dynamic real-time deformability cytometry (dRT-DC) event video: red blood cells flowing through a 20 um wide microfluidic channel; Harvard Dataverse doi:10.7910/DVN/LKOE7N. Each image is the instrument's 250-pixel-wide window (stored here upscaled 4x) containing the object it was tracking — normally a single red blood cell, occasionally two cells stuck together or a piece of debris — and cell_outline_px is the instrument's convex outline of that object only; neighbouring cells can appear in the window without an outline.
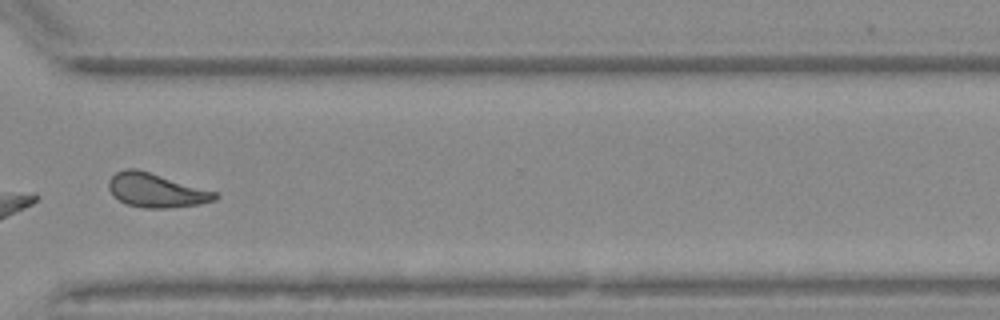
{"species": "Egyptian fruit bat (a non-hibernating species)", "species_latin": "Rousettus aegyptiacus", "temperature_condition": "warm", "stored_images_in_passage": 13, "camera_frame_rate_fps": 3000, "um_per_image_px": 0.085, "animal": {"sex": "female"}, "frame": {"image": 1, "passage_image": 11, "time_ms": 13.0, "image_size_px": [1000, 320], "cell_outline_px": [[220, 196], [216, 200], [200, 204], [168, 208], [144, 208], [128, 204], [120, 200], [108, 188], [108, 180], [116, 172], [124, 168], [136, 168], [220, 192]], "centroid_in_image_um": [13.34, 16.17], "position_along_channel_um": 357.3, "area_um2": 21.27}, "authors_computed_cell_mechanics": {"area_um2": 25.3164, "velocity_mm_per_s": 3.662, "shape_relaxation_time_tau1_ms": null, "shape_relaxation_time_tau2_ms": 1.8766, "deformation_change_tau1": null, "deformation_change_tau2": 0.074}}